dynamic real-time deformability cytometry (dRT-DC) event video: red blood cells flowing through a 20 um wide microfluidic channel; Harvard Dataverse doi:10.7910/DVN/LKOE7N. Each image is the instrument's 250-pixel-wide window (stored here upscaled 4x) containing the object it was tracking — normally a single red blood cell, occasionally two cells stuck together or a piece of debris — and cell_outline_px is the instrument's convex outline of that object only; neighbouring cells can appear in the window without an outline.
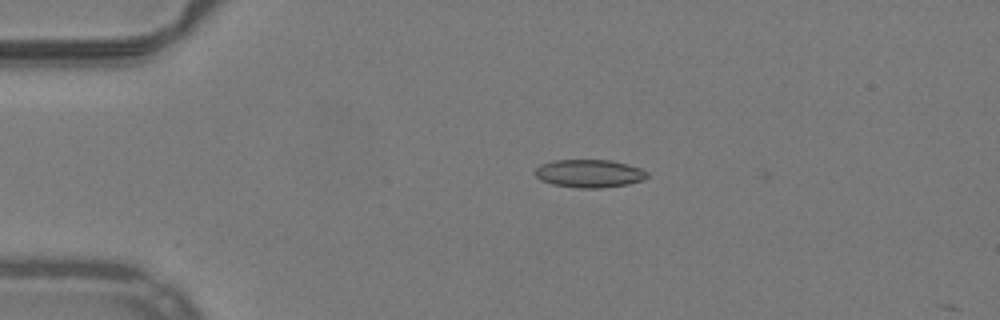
{"species": "common noctule bat (a hibernating species)", "species_latin": "Nyctalus noctula", "temperature_condition": "warm", "stored_images_in_passage": 5, "camera_frame_rate_fps": 3000, "um_per_image_px": 0.085, "animal": {"sex": "male", "body_mass_g": 19.2, "forearm_length_mm": 51.8}, "frame": {"image": 1, "passage_image": 2, "time_ms": 0.333, "image_size_px": [1000, 320], "cell_outline_px": [[648, 176], [644, 180], [628, 184], [600, 188], [576, 188], [552, 184], [540, 180], [532, 172], [540, 164], [556, 160], [608, 160], [628, 164], [640, 168], [648, 172]], "centroid_in_image_um": [50.07, 14.75], "position_along_channel_um": 34.9, "area_um2": 18.44}}